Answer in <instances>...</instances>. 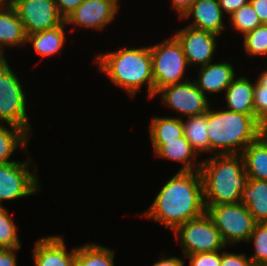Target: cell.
Segmentation results:
<instances>
[{"mask_svg":"<svg viewBox=\"0 0 267 266\" xmlns=\"http://www.w3.org/2000/svg\"><path fill=\"white\" fill-rule=\"evenodd\" d=\"M205 212L200 172L178 171L160 188L141 216L162 223L173 232L179 225Z\"/></svg>","mask_w":267,"mask_h":266,"instance_id":"cell-1","label":"cell"},{"mask_svg":"<svg viewBox=\"0 0 267 266\" xmlns=\"http://www.w3.org/2000/svg\"><path fill=\"white\" fill-rule=\"evenodd\" d=\"M118 50L96 55L94 61L100 73L121 87L130 97H135L147 85L148 98H154V80L150 47H118Z\"/></svg>","mask_w":267,"mask_h":266,"instance_id":"cell-2","label":"cell"},{"mask_svg":"<svg viewBox=\"0 0 267 266\" xmlns=\"http://www.w3.org/2000/svg\"><path fill=\"white\" fill-rule=\"evenodd\" d=\"M199 172L204 205L238 203L249 180L241 154L211 155L202 160Z\"/></svg>","mask_w":267,"mask_h":266,"instance_id":"cell-3","label":"cell"},{"mask_svg":"<svg viewBox=\"0 0 267 266\" xmlns=\"http://www.w3.org/2000/svg\"><path fill=\"white\" fill-rule=\"evenodd\" d=\"M211 107L207 111V134L212 156L241 154L260 135L261 123L255 115Z\"/></svg>","mask_w":267,"mask_h":266,"instance_id":"cell-4","label":"cell"},{"mask_svg":"<svg viewBox=\"0 0 267 266\" xmlns=\"http://www.w3.org/2000/svg\"><path fill=\"white\" fill-rule=\"evenodd\" d=\"M149 47L154 80V97L159 90L166 86L191 79L188 76L184 78L189 64L181 44L174 35Z\"/></svg>","mask_w":267,"mask_h":266,"instance_id":"cell-5","label":"cell"},{"mask_svg":"<svg viewBox=\"0 0 267 266\" xmlns=\"http://www.w3.org/2000/svg\"><path fill=\"white\" fill-rule=\"evenodd\" d=\"M6 58H0V123L18 126L31 135L26 91Z\"/></svg>","mask_w":267,"mask_h":266,"instance_id":"cell-6","label":"cell"},{"mask_svg":"<svg viewBox=\"0 0 267 266\" xmlns=\"http://www.w3.org/2000/svg\"><path fill=\"white\" fill-rule=\"evenodd\" d=\"M206 213L213 220L226 245L247 242L256 221L248 208L240 202L234 204L205 205Z\"/></svg>","mask_w":267,"mask_h":266,"instance_id":"cell-7","label":"cell"},{"mask_svg":"<svg viewBox=\"0 0 267 266\" xmlns=\"http://www.w3.org/2000/svg\"><path fill=\"white\" fill-rule=\"evenodd\" d=\"M173 234L180 242L182 254L222 251L228 247L211 217L205 212L202 216L179 225Z\"/></svg>","mask_w":267,"mask_h":266,"instance_id":"cell-8","label":"cell"},{"mask_svg":"<svg viewBox=\"0 0 267 266\" xmlns=\"http://www.w3.org/2000/svg\"><path fill=\"white\" fill-rule=\"evenodd\" d=\"M33 162L30 157L25 161L0 164V206H3V201L22 199L39 193L41 185L37 166ZM33 166L34 172L30 169Z\"/></svg>","mask_w":267,"mask_h":266,"instance_id":"cell-9","label":"cell"},{"mask_svg":"<svg viewBox=\"0 0 267 266\" xmlns=\"http://www.w3.org/2000/svg\"><path fill=\"white\" fill-rule=\"evenodd\" d=\"M157 95H161L158 97H161L163 104L175 110V113H180L178 115H182L181 119L205 114L212 105L208 96L202 93L192 79L166 86L159 90L155 97Z\"/></svg>","mask_w":267,"mask_h":266,"instance_id":"cell-10","label":"cell"},{"mask_svg":"<svg viewBox=\"0 0 267 266\" xmlns=\"http://www.w3.org/2000/svg\"><path fill=\"white\" fill-rule=\"evenodd\" d=\"M10 5L20 18L26 35L53 29L65 22L54 0H11Z\"/></svg>","mask_w":267,"mask_h":266,"instance_id":"cell-11","label":"cell"},{"mask_svg":"<svg viewBox=\"0 0 267 266\" xmlns=\"http://www.w3.org/2000/svg\"><path fill=\"white\" fill-rule=\"evenodd\" d=\"M174 36L181 44L190 67L196 66L197 69L213 61L219 35L185 26L176 31Z\"/></svg>","mask_w":267,"mask_h":266,"instance_id":"cell-12","label":"cell"},{"mask_svg":"<svg viewBox=\"0 0 267 266\" xmlns=\"http://www.w3.org/2000/svg\"><path fill=\"white\" fill-rule=\"evenodd\" d=\"M120 6V0H83L65 22L67 26L101 31L114 21Z\"/></svg>","mask_w":267,"mask_h":266,"instance_id":"cell-13","label":"cell"},{"mask_svg":"<svg viewBox=\"0 0 267 266\" xmlns=\"http://www.w3.org/2000/svg\"><path fill=\"white\" fill-rule=\"evenodd\" d=\"M63 236H42L35 242L33 261L35 266H75L76 247L69 252Z\"/></svg>","mask_w":267,"mask_h":266,"instance_id":"cell-14","label":"cell"},{"mask_svg":"<svg viewBox=\"0 0 267 266\" xmlns=\"http://www.w3.org/2000/svg\"><path fill=\"white\" fill-rule=\"evenodd\" d=\"M193 18L188 26L221 35L226 30L225 15L219 6L218 0H196L181 17L182 19Z\"/></svg>","mask_w":267,"mask_h":266,"instance_id":"cell-15","label":"cell"},{"mask_svg":"<svg viewBox=\"0 0 267 266\" xmlns=\"http://www.w3.org/2000/svg\"><path fill=\"white\" fill-rule=\"evenodd\" d=\"M156 157L182 163L178 171H199L202 160L196 161L197 153L183 135L172 141H150Z\"/></svg>","mask_w":267,"mask_h":266,"instance_id":"cell-16","label":"cell"},{"mask_svg":"<svg viewBox=\"0 0 267 266\" xmlns=\"http://www.w3.org/2000/svg\"><path fill=\"white\" fill-rule=\"evenodd\" d=\"M234 68L233 64L227 61L220 63L210 62L198 69L199 74L194 82L205 96L207 94L225 92L227 87L237 76V72L235 73Z\"/></svg>","mask_w":267,"mask_h":266,"instance_id":"cell-17","label":"cell"},{"mask_svg":"<svg viewBox=\"0 0 267 266\" xmlns=\"http://www.w3.org/2000/svg\"><path fill=\"white\" fill-rule=\"evenodd\" d=\"M254 88L255 83H252L249 78L245 76L235 77L224 93L227 110L255 115Z\"/></svg>","mask_w":267,"mask_h":266,"instance_id":"cell-18","label":"cell"},{"mask_svg":"<svg viewBox=\"0 0 267 266\" xmlns=\"http://www.w3.org/2000/svg\"><path fill=\"white\" fill-rule=\"evenodd\" d=\"M26 32L15 9L8 5L0 8V58H5L4 48L26 44Z\"/></svg>","mask_w":267,"mask_h":266,"instance_id":"cell-19","label":"cell"},{"mask_svg":"<svg viewBox=\"0 0 267 266\" xmlns=\"http://www.w3.org/2000/svg\"><path fill=\"white\" fill-rule=\"evenodd\" d=\"M239 202L248 208L256 223H267V181L249 178Z\"/></svg>","mask_w":267,"mask_h":266,"instance_id":"cell-20","label":"cell"},{"mask_svg":"<svg viewBox=\"0 0 267 266\" xmlns=\"http://www.w3.org/2000/svg\"><path fill=\"white\" fill-rule=\"evenodd\" d=\"M66 25V22H64L56 28L29 34L26 38V44L31 43L35 53L40 56H54L65 46Z\"/></svg>","mask_w":267,"mask_h":266,"instance_id":"cell-21","label":"cell"},{"mask_svg":"<svg viewBox=\"0 0 267 266\" xmlns=\"http://www.w3.org/2000/svg\"><path fill=\"white\" fill-rule=\"evenodd\" d=\"M241 155L249 178L267 181V140L259 135Z\"/></svg>","mask_w":267,"mask_h":266,"instance_id":"cell-22","label":"cell"},{"mask_svg":"<svg viewBox=\"0 0 267 266\" xmlns=\"http://www.w3.org/2000/svg\"><path fill=\"white\" fill-rule=\"evenodd\" d=\"M30 135L22 128L12 125L0 123V164L11 163L10 157L19 147L28 151V140Z\"/></svg>","mask_w":267,"mask_h":266,"instance_id":"cell-23","label":"cell"},{"mask_svg":"<svg viewBox=\"0 0 267 266\" xmlns=\"http://www.w3.org/2000/svg\"><path fill=\"white\" fill-rule=\"evenodd\" d=\"M182 119L183 133L197 155L210 152V142L207 134L208 118L207 112L202 115L186 117Z\"/></svg>","mask_w":267,"mask_h":266,"instance_id":"cell-24","label":"cell"},{"mask_svg":"<svg viewBox=\"0 0 267 266\" xmlns=\"http://www.w3.org/2000/svg\"><path fill=\"white\" fill-rule=\"evenodd\" d=\"M114 255L111 248L89 242L76 247L75 266H115Z\"/></svg>","mask_w":267,"mask_h":266,"instance_id":"cell-25","label":"cell"},{"mask_svg":"<svg viewBox=\"0 0 267 266\" xmlns=\"http://www.w3.org/2000/svg\"><path fill=\"white\" fill-rule=\"evenodd\" d=\"M149 127L150 141H172L184 135L182 119L178 116H155Z\"/></svg>","mask_w":267,"mask_h":266,"instance_id":"cell-26","label":"cell"},{"mask_svg":"<svg viewBox=\"0 0 267 266\" xmlns=\"http://www.w3.org/2000/svg\"><path fill=\"white\" fill-rule=\"evenodd\" d=\"M8 208L0 206V249L21 248L17 226Z\"/></svg>","mask_w":267,"mask_h":266,"instance_id":"cell-27","label":"cell"},{"mask_svg":"<svg viewBox=\"0 0 267 266\" xmlns=\"http://www.w3.org/2000/svg\"><path fill=\"white\" fill-rule=\"evenodd\" d=\"M245 54L267 58V24L257 26L253 31L243 36Z\"/></svg>","mask_w":267,"mask_h":266,"instance_id":"cell-28","label":"cell"},{"mask_svg":"<svg viewBox=\"0 0 267 266\" xmlns=\"http://www.w3.org/2000/svg\"><path fill=\"white\" fill-rule=\"evenodd\" d=\"M229 19L232 28L243 34L242 36L262 25L250 2L236 10Z\"/></svg>","mask_w":267,"mask_h":266,"instance_id":"cell-29","label":"cell"},{"mask_svg":"<svg viewBox=\"0 0 267 266\" xmlns=\"http://www.w3.org/2000/svg\"><path fill=\"white\" fill-rule=\"evenodd\" d=\"M249 242H253L255 250L249 257L253 266H267V223H256Z\"/></svg>","mask_w":267,"mask_h":266,"instance_id":"cell-30","label":"cell"},{"mask_svg":"<svg viewBox=\"0 0 267 266\" xmlns=\"http://www.w3.org/2000/svg\"><path fill=\"white\" fill-rule=\"evenodd\" d=\"M184 258L189 260V266H220L221 251L190 254Z\"/></svg>","mask_w":267,"mask_h":266,"instance_id":"cell-31","label":"cell"},{"mask_svg":"<svg viewBox=\"0 0 267 266\" xmlns=\"http://www.w3.org/2000/svg\"><path fill=\"white\" fill-rule=\"evenodd\" d=\"M220 266H253L251 259L244 252L236 254L233 252H221Z\"/></svg>","mask_w":267,"mask_h":266,"instance_id":"cell-32","label":"cell"},{"mask_svg":"<svg viewBox=\"0 0 267 266\" xmlns=\"http://www.w3.org/2000/svg\"><path fill=\"white\" fill-rule=\"evenodd\" d=\"M253 98L255 117L262 123L267 118V92H254Z\"/></svg>","mask_w":267,"mask_h":266,"instance_id":"cell-33","label":"cell"},{"mask_svg":"<svg viewBox=\"0 0 267 266\" xmlns=\"http://www.w3.org/2000/svg\"><path fill=\"white\" fill-rule=\"evenodd\" d=\"M58 12L66 19L81 3L83 0H54Z\"/></svg>","mask_w":267,"mask_h":266,"instance_id":"cell-34","label":"cell"},{"mask_svg":"<svg viewBox=\"0 0 267 266\" xmlns=\"http://www.w3.org/2000/svg\"><path fill=\"white\" fill-rule=\"evenodd\" d=\"M218 2L224 15L227 14L226 16L230 17L236 10L248 4L250 0H218Z\"/></svg>","mask_w":267,"mask_h":266,"instance_id":"cell-35","label":"cell"},{"mask_svg":"<svg viewBox=\"0 0 267 266\" xmlns=\"http://www.w3.org/2000/svg\"><path fill=\"white\" fill-rule=\"evenodd\" d=\"M21 248L0 249V266H17L16 251Z\"/></svg>","mask_w":267,"mask_h":266,"instance_id":"cell-36","label":"cell"},{"mask_svg":"<svg viewBox=\"0 0 267 266\" xmlns=\"http://www.w3.org/2000/svg\"><path fill=\"white\" fill-rule=\"evenodd\" d=\"M262 24H267V0H250Z\"/></svg>","mask_w":267,"mask_h":266,"instance_id":"cell-37","label":"cell"},{"mask_svg":"<svg viewBox=\"0 0 267 266\" xmlns=\"http://www.w3.org/2000/svg\"><path fill=\"white\" fill-rule=\"evenodd\" d=\"M161 259L159 261L155 262L152 266H184L185 261L182 258H178L177 256H165L161 255Z\"/></svg>","mask_w":267,"mask_h":266,"instance_id":"cell-38","label":"cell"},{"mask_svg":"<svg viewBox=\"0 0 267 266\" xmlns=\"http://www.w3.org/2000/svg\"><path fill=\"white\" fill-rule=\"evenodd\" d=\"M196 0H172L171 6L174 10H176L179 18L184 15V13L190 8V6L195 2Z\"/></svg>","mask_w":267,"mask_h":266,"instance_id":"cell-39","label":"cell"},{"mask_svg":"<svg viewBox=\"0 0 267 266\" xmlns=\"http://www.w3.org/2000/svg\"><path fill=\"white\" fill-rule=\"evenodd\" d=\"M259 75L255 80L254 92H267V70H264Z\"/></svg>","mask_w":267,"mask_h":266,"instance_id":"cell-40","label":"cell"},{"mask_svg":"<svg viewBox=\"0 0 267 266\" xmlns=\"http://www.w3.org/2000/svg\"><path fill=\"white\" fill-rule=\"evenodd\" d=\"M260 135L267 140V118L261 123Z\"/></svg>","mask_w":267,"mask_h":266,"instance_id":"cell-41","label":"cell"},{"mask_svg":"<svg viewBox=\"0 0 267 266\" xmlns=\"http://www.w3.org/2000/svg\"><path fill=\"white\" fill-rule=\"evenodd\" d=\"M11 4V0H0V8L6 7Z\"/></svg>","mask_w":267,"mask_h":266,"instance_id":"cell-42","label":"cell"}]
</instances>
